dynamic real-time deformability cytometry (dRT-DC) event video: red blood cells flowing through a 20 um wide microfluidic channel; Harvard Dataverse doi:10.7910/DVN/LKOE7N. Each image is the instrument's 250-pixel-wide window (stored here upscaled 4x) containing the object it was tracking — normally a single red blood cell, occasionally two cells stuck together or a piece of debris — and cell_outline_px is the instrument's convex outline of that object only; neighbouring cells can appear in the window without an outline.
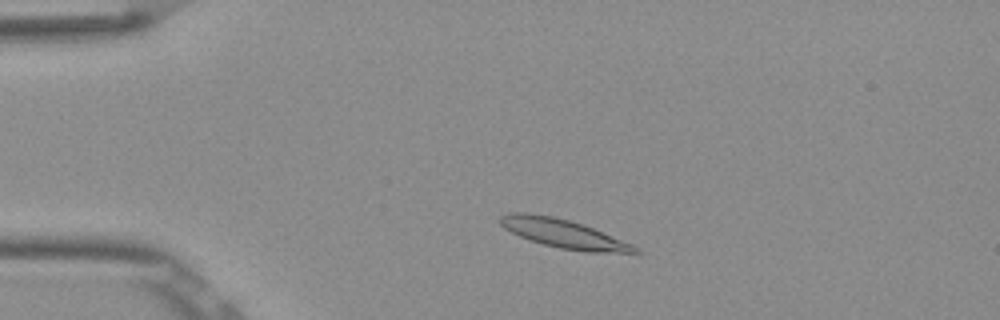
{"species": "Egyptian fruit bat (a non-hibernating species)", "species_latin": "Rousettus aegyptiacus", "temperature_condition": "room temperature", "stored_images_in_passage": 49, "camera_frame_rate_fps": 3000, "um_per_image_px": 0.085, "frame": {"image": 1, "passage_image": 7, "time_ms": 2.0, "image_size_px": [1000, 320], "cell_outline_px": [[644, 252], [584, 252], [560, 248], [544, 244], [520, 236], [504, 228], [500, 224], [500, 216], [508, 212], [528, 212], [552, 216], [584, 224], [632, 244], [640, 248]], "centroid_in_image_um": [47.9, 19.84], "position_along_channel_um": 37.1, "area_um2": 22.43}}
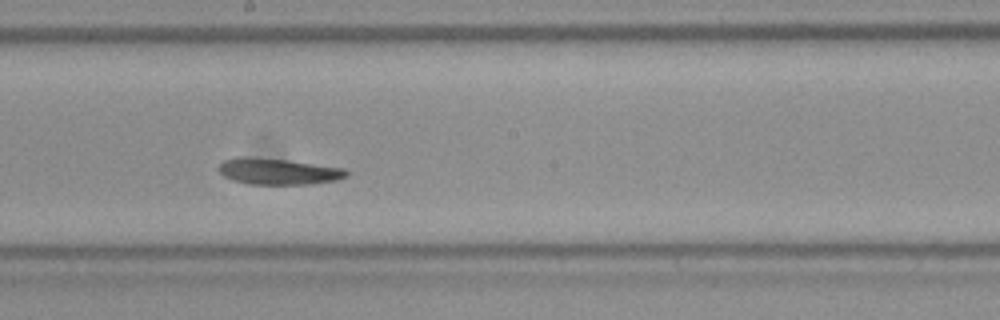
{"frame": {"image": 2, "passage_image": 25, "time_ms": 8.0, "image_size_px": [1000, 320], "cell_outline_px": [[348, 176], [336, 180], [312, 184], [248, 184], [232, 180], [224, 176], [220, 172], [220, 164], [224, 160], [236, 156], [248, 156], [288, 160], [344, 168], [348, 172]], "centroid_in_image_um": [23.64, 14.56], "position_along_channel_um": 224.6, "area_um2": 19.59}}
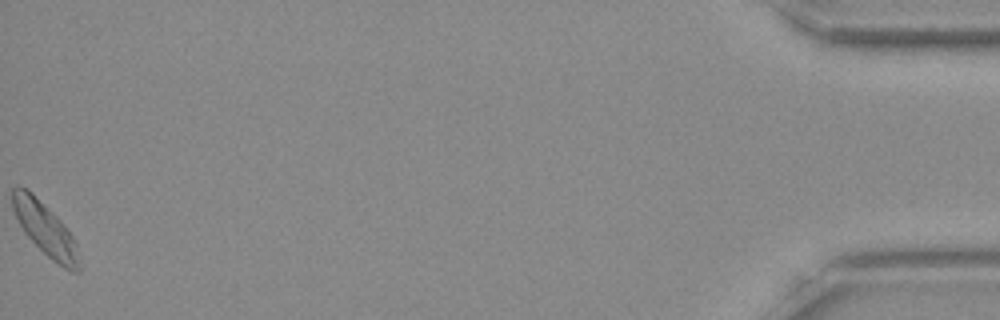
{"frame": {"image": 3, "passage_image": 49, "time_ms": 16.0, "image_size_px": [1000, 320], "cell_outline_px": [[80, 272], [72, 272], [64, 268], [52, 260], [24, 232], [12, 208], [12, 188], [20, 184], [32, 192], [60, 220], [72, 236], [76, 244], [80, 268]], "centroid_in_image_um": [3.83, 19.45], "position_along_channel_um": 431.4, "area_um2": 20.23}, "authors_computed_cell_mechanics": {"area_um2": 20.1144, "velocity_mm_per_s": 3.7921, "shape_relaxation_time_tau1_ms": 5.5663, "shape_relaxation_time_tau2_ms": 1.7144, "deformation_change_tau1": 0.1267, "deformation_change_tau2": 0.0666}}